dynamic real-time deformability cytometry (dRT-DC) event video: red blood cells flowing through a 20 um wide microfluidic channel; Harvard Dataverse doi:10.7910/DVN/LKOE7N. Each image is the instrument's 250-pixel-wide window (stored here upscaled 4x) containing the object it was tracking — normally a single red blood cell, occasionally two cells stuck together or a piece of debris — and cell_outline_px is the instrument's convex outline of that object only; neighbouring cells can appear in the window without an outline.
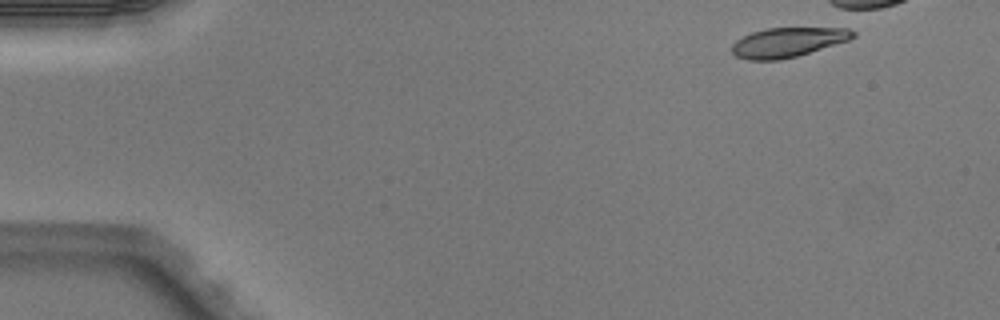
{"species": "Egyptian fruit bat (a non-hibernating species)", "species_latin": "Rousettus aegyptiacus", "temperature_condition": "warm", "stored_images_in_passage": 4, "camera_frame_rate_fps": 3000, "um_per_image_px": 0.085, "animal": {"sex": "male"}, "frame": {"image": 1, "passage_image": 1, "time_ms": 0.0, "image_size_px": [1000, 320], "cell_outline_px": [[856, 36], [848, 40], [796, 56], [780, 60], [748, 60], [736, 56], [732, 52], [732, 44], [736, 40], [752, 32], [768, 28], [840, 24], [856, 32]], "centroid_in_image_um": [67.09, 3.52], "position_along_channel_um": 17.9, "area_um2": 21.79}}